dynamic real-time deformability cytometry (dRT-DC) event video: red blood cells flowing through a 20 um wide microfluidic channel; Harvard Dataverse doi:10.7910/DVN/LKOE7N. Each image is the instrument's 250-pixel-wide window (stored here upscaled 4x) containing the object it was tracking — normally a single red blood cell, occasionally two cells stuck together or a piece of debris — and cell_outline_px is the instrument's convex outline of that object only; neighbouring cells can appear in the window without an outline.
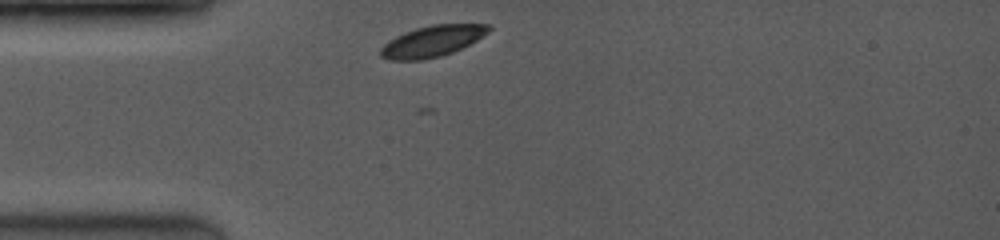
{"species": "common noctule bat (a hibernating species)", "species_latin": "Nyctalus noctula", "temperature_condition": "room temperature", "stored_images_in_passage": 29, "camera_frame_rate_fps": 3500, "um_per_image_px": 0.085, "animal": {"sex": "female", "body_mass_g": 19.0, "forearm_length_mm": 53.3}, "frame": {"image": 1, "passage_image": 2, "time_ms": 0.286, "image_size_px": [1000, 240], "cell_outline_px": [[492, 28], [488, 32], [476, 40], [452, 52], [440, 56], [420, 60], [388, 60], [380, 56], [380, 48], [388, 40], [404, 32], [416, 28], [432, 24], [492, 24]], "centroid_in_image_um": [36.71, 3.49], "position_along_channel_um": 48.3, "area_um2": 19.54}}
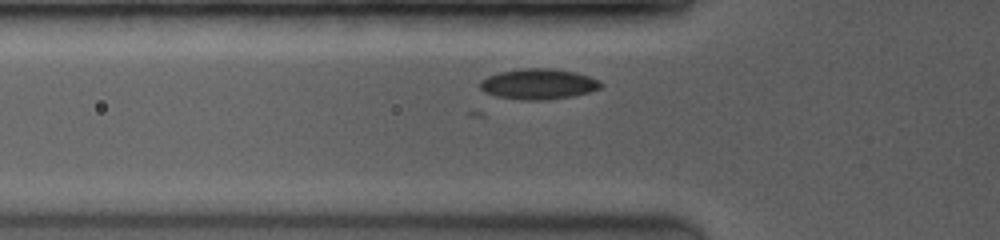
{"frame": {"image": 2, "passage_image": 4, "time_ms": 1.429, "image_size_px": [1000, 240], "cell_outline_px": [[604, 84], [600, 88], [588, 92], [572, 96], [544, 100], [524, 100], [496, 96], [484, 92], [480, 88], [480, 80], [496, 72], [524, 68], [552, 68], [576, 72], [600, 80]], "centroid_in_image_um": [45.76, 7.13], "position_along_channel_um": 80.0, "area_um2": 21.62}}